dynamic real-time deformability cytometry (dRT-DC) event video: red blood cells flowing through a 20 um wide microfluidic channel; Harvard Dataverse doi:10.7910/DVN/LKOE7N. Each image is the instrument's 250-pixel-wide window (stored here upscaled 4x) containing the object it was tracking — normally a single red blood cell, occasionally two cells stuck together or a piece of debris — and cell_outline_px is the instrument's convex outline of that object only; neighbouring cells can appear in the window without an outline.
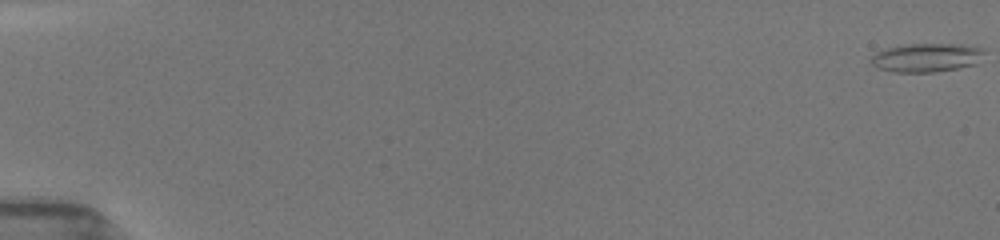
{"species": "common noctule bat (a hibernating species)", "species_latin": "Nyctalus noctula", "temperature_condition": "room temperature", "stored_images_in_passage": 1, "camera_frame_rate_fps": 3000, "um_per_image_px": 0.085, "animal": {"sex": "female", "body_mass_g": 19.5, "forearm_length_mm": 54.1}, "frame": {"image": 1, "passage_image": 1, "time_ms": 0.0, "image_size_px": [1000, 240], "cell_outline_px": [[984, 52], [976, 64], [936, 72], [892, 72], [876, 68], [868, 60], [876, 52], [888, 48], [908, 44], [964, 44], [984, 48]], "centroid_in_image_um": [78.73, 4.9], "position_along_channel_um": 6.3, "area_um2": 19.02}}